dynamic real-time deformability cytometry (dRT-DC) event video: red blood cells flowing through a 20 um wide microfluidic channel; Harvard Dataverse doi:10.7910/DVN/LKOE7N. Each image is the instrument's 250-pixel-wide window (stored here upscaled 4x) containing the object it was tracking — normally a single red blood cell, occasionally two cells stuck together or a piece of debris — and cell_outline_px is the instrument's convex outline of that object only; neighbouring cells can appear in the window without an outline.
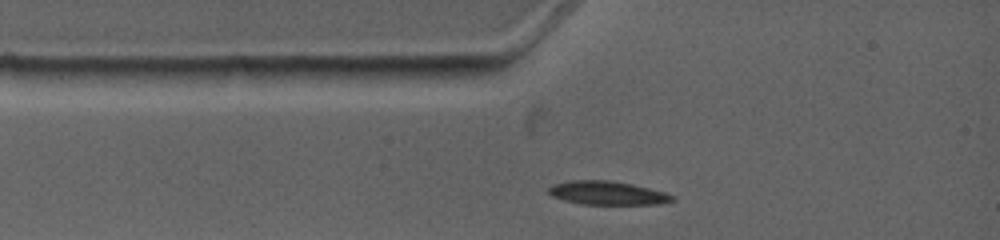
{"species": "common noctule bat (a hibernating species)", "species_latin": "Nyctalus noctula", "temperature_condition": "warm", "stored_images_in_passage": 3, "camera_frame_rate_fps": 4500, "um_per_image_px": 0.085, "animal": {"sex": "female", "body_mass_g": 19.0, "forearm_length_mm": 53.3}, "frame": {"image": 1, "passage_image": 1, "time_ms": 0.0, "image_size_px": [1000, 240], "cell_outline_px": [[676, 200], [660, 204], [584, 204], [564, 200], [552, 196], [548, 192], [548, 188], [552, 184], [568, 180], [608, 180], [632, 184], [664, 192], [672, 196]], "centroid_in_image_um": [51.59, 16.4], "position_along_channel_um": 33.4, "area_um2": 16.94}}
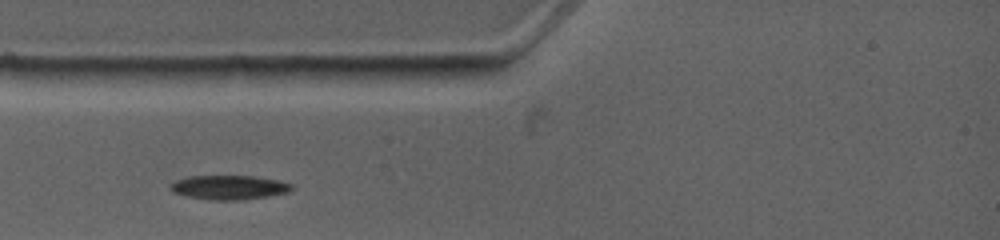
{"frame": {"image": 2, "passage_image": 2, "time_ms": 0.889, "image_size_px": [1000, 240], "cell_outline_px": [[292, 188], [288, 192], [268, 196], [240, 200], [216, 200], [188, 196], [172, 192], [168, 188], [176, 180], [188, 176], [256, 176], [280, 180], [292, 184]], "centroid_in_image_um": [19.48, 15.92], "position_along_channel_um": 65.5, "area_um2": 17.05}}
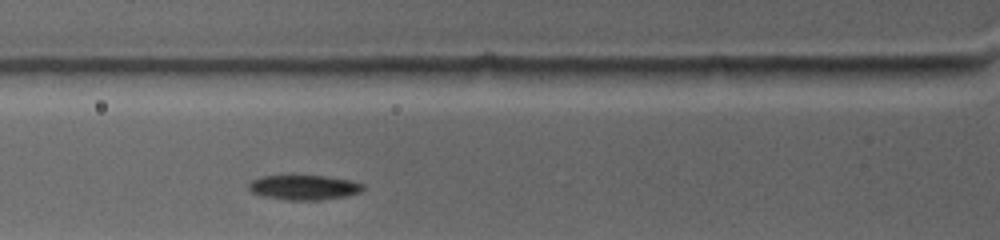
{"frame": {"image": 3, "passage_image": 3, "time_ms": 1.778, "image_size_px": [1000, 240], "cell_outline_px": [[364, 188], [360, 192], [344, 196], [320, 200], [288, 200], [264, 196], [252, 192], [248, 188], [248, 184], [252, 180], [260, 176], [324, 176], [348, 180], [364, 184]], "centroid_in_image_um": [25.82, 15.93], "position_along_channel_um": 100.0, "area_um2": 16.3}}